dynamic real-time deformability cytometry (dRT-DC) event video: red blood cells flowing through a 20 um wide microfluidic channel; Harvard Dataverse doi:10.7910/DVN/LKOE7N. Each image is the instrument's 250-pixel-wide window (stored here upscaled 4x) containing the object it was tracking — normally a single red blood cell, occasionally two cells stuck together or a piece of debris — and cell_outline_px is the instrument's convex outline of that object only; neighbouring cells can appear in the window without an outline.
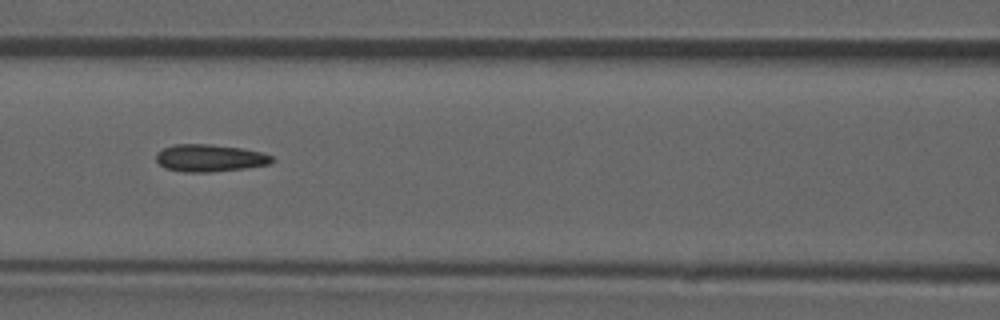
{"species": "common noctule bat (a hibernating species)", "species_latin": "Nyctalus noctula", "temperature_condition": "room temperature", "stored_images_in_passage": 51, "camera_frame_rate_fps": 3000, "um_per_image_px": 0.085, "animal": {"sex": "male", "forearm_length_mm": 52.5}, "frame": {"image": 1, "passage_image": 22, "time_ms": 7.0, "image_size_px": [1000, 320], "cell_outline_px": [[276, 160], [272, 164], [244, 168], [208, 172], [184, 172], [164, 168], [156, 160], [156, 152], [164, 148], [176, 144], [208, 144], [240, 148], [260, 152], [272, 156]], "centroid_in_image_um": [17.83, 13.44], "position_along_channel_um": 148.8, "area_um2": 18.38}, "authors_computed_cell_mechanics": {"area_um2": 18.0914, "velocity_mm_per_s": 3.9106, "shape_relaxation_time_tau1_ms": null, "shape_relaxation_time_tau2_ms": 3.4266, "deformation_change_tau1": null, "deformation_change_tau2": 0.0941}}